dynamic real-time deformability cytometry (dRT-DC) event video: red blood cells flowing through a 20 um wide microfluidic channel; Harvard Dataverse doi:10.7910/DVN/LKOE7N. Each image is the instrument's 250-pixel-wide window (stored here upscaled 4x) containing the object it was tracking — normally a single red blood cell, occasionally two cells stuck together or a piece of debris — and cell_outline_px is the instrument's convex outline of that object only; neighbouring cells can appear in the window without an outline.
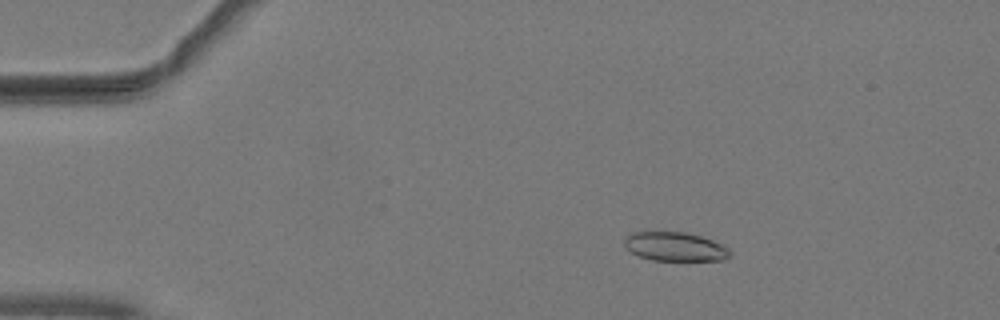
{"species": "common noctule bat (a hibernating species)", "species_latin": "Nyctalus noctula", "temperature_condition": "warm", "stored_images_in_passage": 43, "camera_frame_rate_fps": 3000, "um_per_image_px": 0.085, "animal": {"sex": "male", "body_mass_g": 19.2, "forearm_length_mm": 51.8}, "frame": {"image": 1, "passage_image": 1, "time_ms": 0.0, "image_size_px": [1000, 320], "cell_outline_px": [[732, 256], [724, 260], [652, 260], [640, 256], [624, 248], [624, 236], [628, 232], [684, 232], [700, 236], [724, 244], [732, 252]], "centroid_in_image_um": [57.38, 20.96], "position_along_channel_um": 27.6, "area_um2": 18.03}}
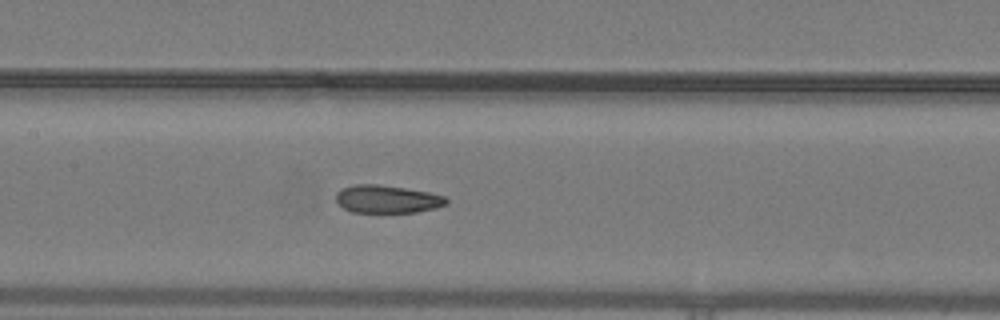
{"frame": {"image": 2, "passage_image": 17, "time_ms": 5.333, "image_size_px": [1000, 320], "cell_outline_px": [[448, 204], [436, 208], [416, 212], [352, 212], [344, 208], [336, 200], [336, 192], [344, 188], [356, 184], [376, 184], [404, 188], [428, 192], [444, 196], [448, 200]], "centroid_in_image_um": [32.92, 16.93], "position_along_channel_um": 174.5, "area_um2": 17.74}}
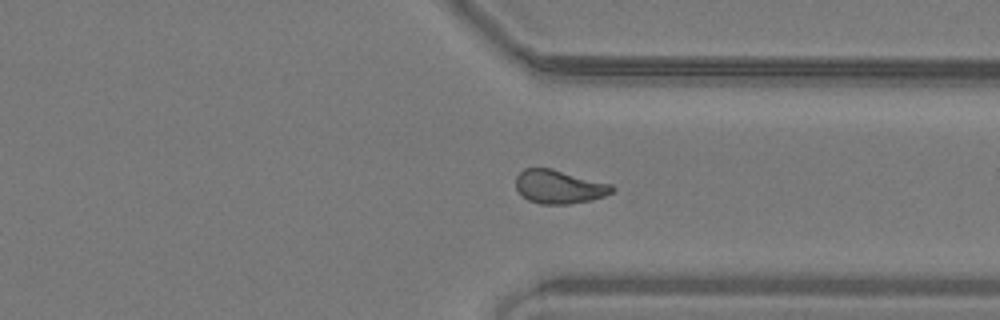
{"frame": {"image": 3, "passage_image": 31, "time_ms": 10.0, "image_size_px": [1000, 320], "cell_outline_px": [[616, 188], [612, 192], [604, 196], [592, 200], [568, 204], [540, 204], [528, 200], [516, 188], [516, 176], [524, 168], [552, 168], [612, 184]], "centroid_in_image_um": [47.54, 15.87], "position_along_channel_um": 363.9, "area_um2": 18.9}, "authors_computed_cell_mechanics": {"area_um2": 18.785, "velocity_mm_per_s": 4.0718, "shape_relaxation_time_tau1_ms": null, "shape_relaxation_time_tau2_ms": 1.9186, "deformation_change_tau1": null, "deformation_change_tau2": 0.0807}}